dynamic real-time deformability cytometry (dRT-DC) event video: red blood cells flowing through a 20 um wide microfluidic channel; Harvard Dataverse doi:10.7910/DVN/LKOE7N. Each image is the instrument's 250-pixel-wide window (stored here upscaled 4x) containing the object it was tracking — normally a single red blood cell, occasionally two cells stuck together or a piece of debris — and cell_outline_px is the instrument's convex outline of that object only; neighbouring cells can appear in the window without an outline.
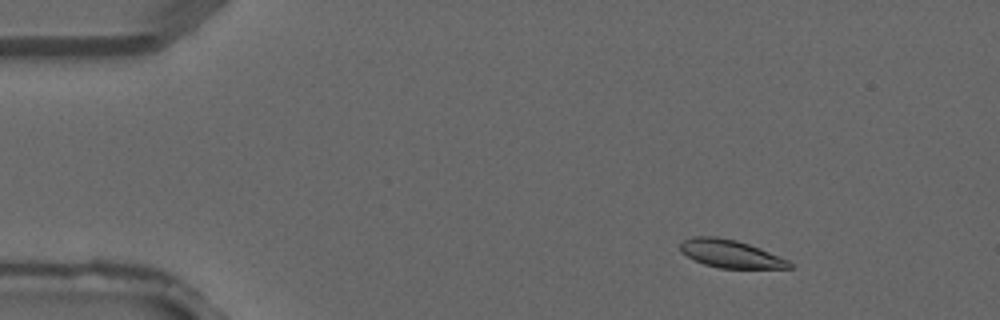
{"species": "common noctule bat (a hibernating species)", "species_latin": "Nyctalus noctula", "temperature_condition": "warm", "stored_images_in_passage": 3, "camera_frame_rate_fps": 3000, "um_per_image_px": 0.085, "animal": {"sex": "male", "forearm_length_mm": 52.5}, "frame": {"image": 1, "passage_image": 1, "time_ms": 0.0, "image_size_px": [1000, 320], "cell_outline_px": [[792, 268], [720, 268], [704, 264], [680, 252], [680, 244], [684, 240], [692, 236], [716, 236], [736, 240], [760, 248], [788, 260], [792, 264]], "centroid_in_image_um": [62.07, 21.56], "position_along_channel_um": 22.9, "area_um2": 17.57}}
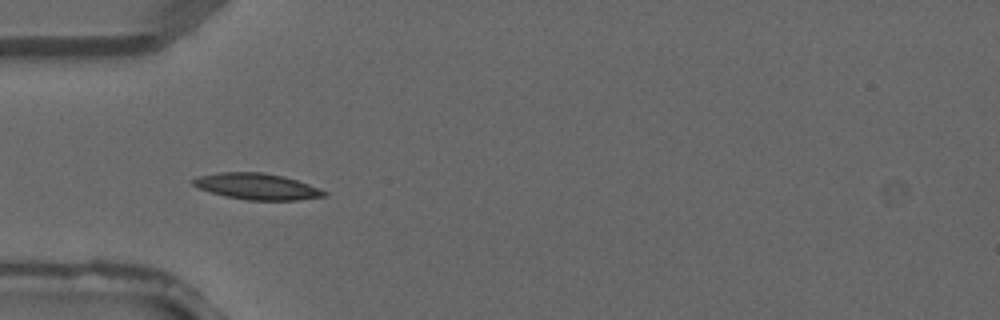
{"frame": {"image": 2, "passage_image": 3, "time_ms": 0.667, "image_size_px": [1000, 320], "cell_outline_px": [[328, 196], [296, 200], [248, 200], [224, 196], [200, 188], [192, 184], [192, 180], [200, 176], [220, 172], [264, 172], [284, 176], [308, 184], [328, 192]], "centroid_in_image_um": [21.88, 15.85], "position_along_channel_um": 63.1, "area_um2": 19.88}}